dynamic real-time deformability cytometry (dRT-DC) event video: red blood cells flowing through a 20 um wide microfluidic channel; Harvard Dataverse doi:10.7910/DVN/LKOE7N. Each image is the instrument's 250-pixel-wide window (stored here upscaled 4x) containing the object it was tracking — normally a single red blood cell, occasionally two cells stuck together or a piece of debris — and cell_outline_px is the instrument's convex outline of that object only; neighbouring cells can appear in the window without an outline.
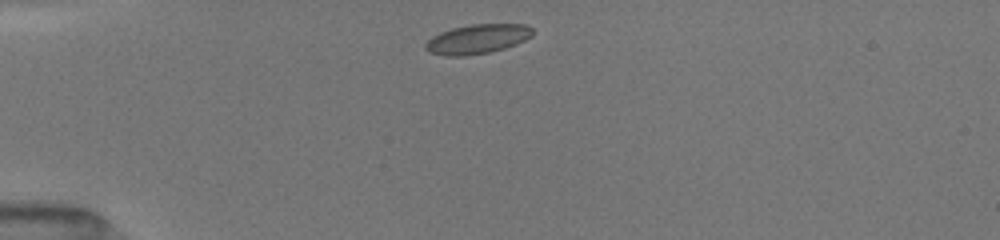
{"species": "common noctule bat (a hibernating species)", "species_latin": "Nyctalus noctula", "temperature_condition": "room temperature", "stored_images_in_passage": 25, "camera_frame_rate_fps": 3000, "um_per_image_px": 0.085, "animal": {"sex": "female", "body_mass_g": 19.5, "forearm_length_mm": 54.1}, "frame": {"image": 1, "passage_image": 1, "time_ms": 0.0, "image_size_px": [1000, 240], "cell_outline_px": [[532, 36], [516, 44], [504, 48], [488, 52], [464, 56], [448, 56], [428, 52], [424, 48], [424, 44], [432, 36], [440, 32], [452, 28], [472, 24], [524, 24], [532, 28]], "centroid_in_image_um": [40.54, 3.32], "position_along_channel_um": 44.5, "area_um2": 18.32}}
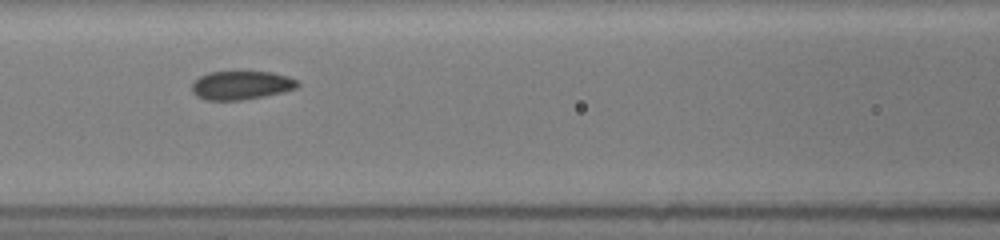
{"frame": {"image": 2, "passage_image": 8, "time_ms": 3.333, "image_size_px": [1000, 240], "cell_outline_px": [[300, 84], [296, 88], [284, 92], [264, 96], [240, 100], [204, 100], [196, 96], [192, 92], [192, 84], [200, 76], [212, 72], [272, 72], [288, 76], [296, 80]], "centroid_in_image_um": [20.51, 7.25], "position_along_channel_um": 146.1, "area_um2": 17.57}}
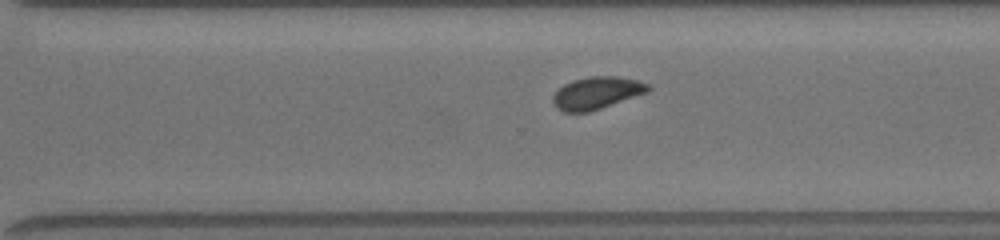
{"frame": {"image": 3, "passage_image": 20, "time_ms": 7.667, "image_size_px": [1000, 240], "cell_outline_px": [[652, 88], [648, 92], [588, 112], [564, 112], [556, 108], [552, 100], [552, 96], [564, 84], [572, 80], [588, 76], [620, 76], [636, 80], [648, 84]], "centroid_in_image_um": [50.71, 7.89], "position_along_channel_um": 319.9, "area_um2": 17.86}}